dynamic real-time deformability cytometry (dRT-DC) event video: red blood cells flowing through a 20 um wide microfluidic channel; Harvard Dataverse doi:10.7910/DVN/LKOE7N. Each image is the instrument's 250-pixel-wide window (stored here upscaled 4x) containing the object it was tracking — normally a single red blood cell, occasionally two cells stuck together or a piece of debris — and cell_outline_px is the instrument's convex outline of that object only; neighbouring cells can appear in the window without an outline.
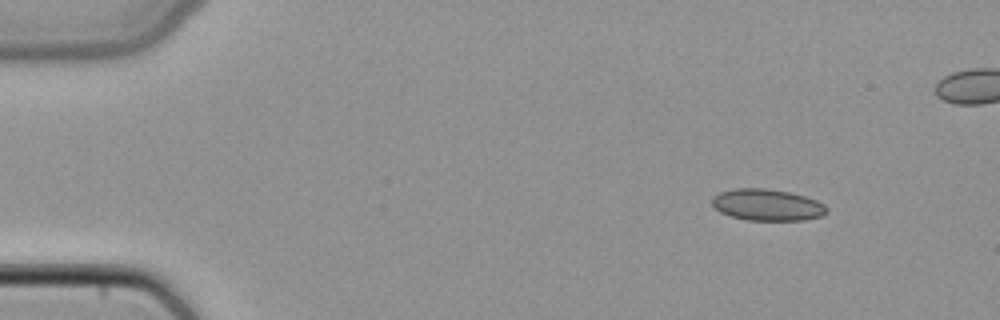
{"species": "common noctule bat (a hibernating species)", "species_latin": "Nyctalus noctula", "temperature_condition": "cold", "stored_images_in_passage": 40, "camera_frame_rate_fps": 3000, "um_per_image_px": 0.085, "animal": {"sex": "female", "body_mass_g": 22.7, "forearm_length_mm": 54.2}, "frame": {"image": 1, "passage_image": 1, "time_ms": 0.0, "image_size_px": [1000, 320], "cell_outline_px": [[828, 212], [824, 216], [804, 220], [744, 220], [728, 216], [720, 212], [712, 204], [712, 196], [720, 192], [732, 188], [764, 188], [788, 192], [804, 196], [816, 200], [824, 204], [828, 208]], "centroid_in_image_um": [65.21, 17.42], "position_along_channel_um": 19.8, "area_um2": 21.33}}
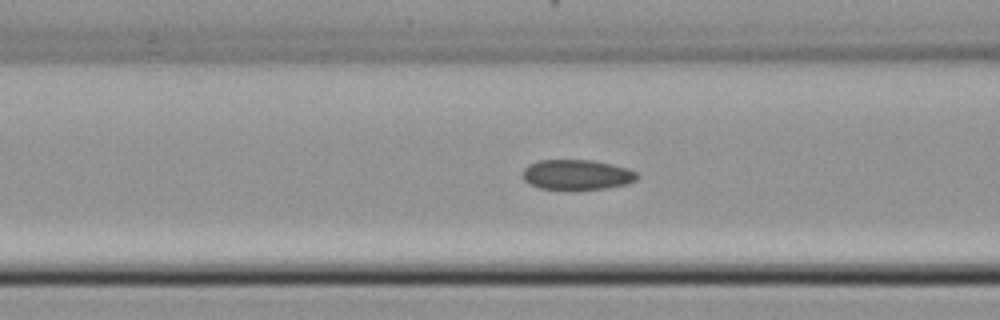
{"frame": {"image": 2, "passage_image": 15, "time_ms": 4.667, "image_size_px": [1000, 320], "cell_outline_px": [[640, 176], [636, 180], [628, 184], [608, 188], [540, 188], [528, 184], [524, 180], [524, 168], [528, 164], [540, 160], [592, 160], [612, 164], [628, 168], [636, 172]], "centroid_in_image_um": [49.07, 14.83], "position_along_channel_um": 117.5, "area_um2": 19.88}}
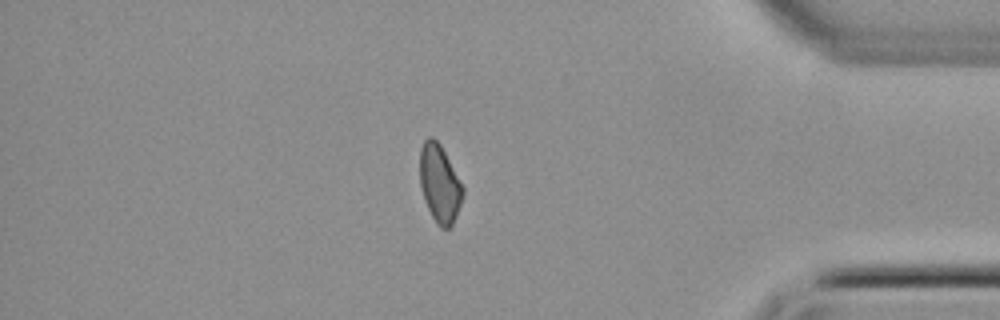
{"frame": {"image": 3, "passage_image": 37, "time_ms": 12.0, "image_size_px": [1000, 320], "cell_outline_px": [[464, 192], [456, 216], [452, 224], [448, 228], [440, 228], [436, 224], [424, 200], [420, 184], [420, 148], [424, 140], [428, 136], [432, 136], [440, 144], [464, 188]], "centroid_in_image_um": [37.35, 15.6], "position_along_channel_um": 397.8, "area_um2": 19.36}}